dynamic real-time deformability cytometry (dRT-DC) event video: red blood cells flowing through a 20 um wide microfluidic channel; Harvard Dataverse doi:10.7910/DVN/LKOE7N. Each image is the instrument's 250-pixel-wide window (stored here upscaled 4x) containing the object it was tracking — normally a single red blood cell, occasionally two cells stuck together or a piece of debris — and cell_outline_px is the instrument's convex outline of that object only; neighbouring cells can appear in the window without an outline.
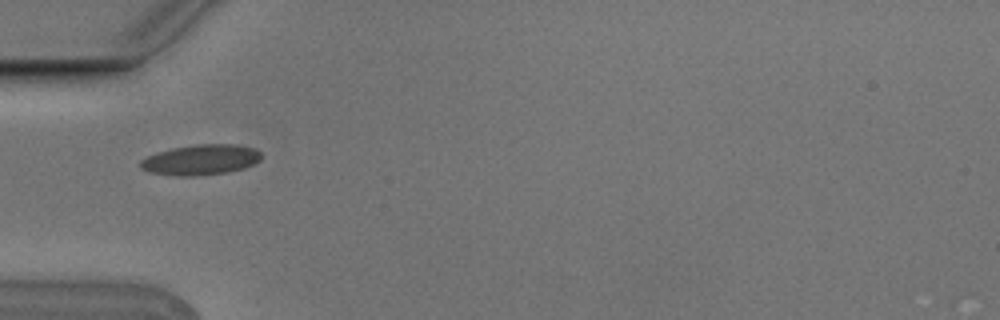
{"species": "Egyptian fruit bat (a non-hibernating species)", "species_latin": "Rousettus aegyptiacus", "temperature_condition": "cold", "stored_images_in_passage": 7, "camera_frame_rate_fps": 3000, "um_per_image_px": 0.085, "animal": {"sex": "male"}, "frame": {"image": 1, "passage_image": 2, "time_ms": 0.333, "image_size_px": [1000, 320], "cell_outline_px": [[260, 160], [244, 168], [228, 172], [192, 176], [184, 176], [152, 172], [140, 168], [140, 160], [156, 152], [172, 148], [196, 144], [236, 144], [256, 148], [260, 152]], "centroid_in_image_um": [17.08, 13.56], "position_along_channel_um": 67.9, "area_um2": 21.27}}
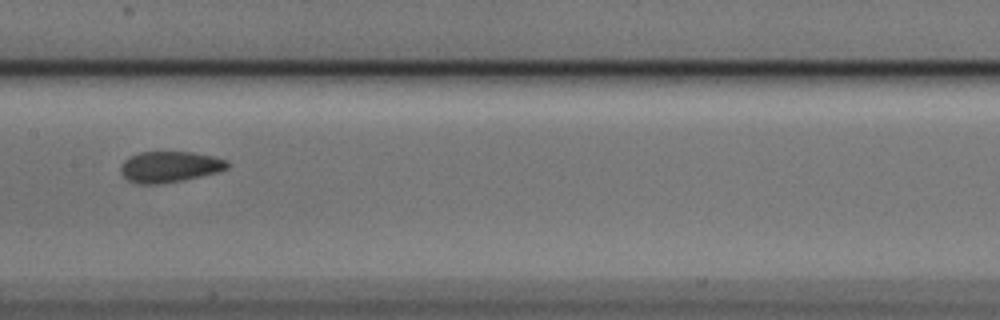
{"frame": {"image": 2, "passage_image": 5, "time_ms": 1.333, "image_size_px": [1000, 320], "cell_outline_px": [[228, 168], [220, 172], [184, 180], [160, 184], [136, 184], [128, 180], [120, 172], [120, 164], [124, 160], [140, 152], [192, 152], [212, 156], [228, 160]], "centroid_in_image_um": [14.43, 14.19], "position_along_channel_um": 193.0, "area_um2": 19.42}}
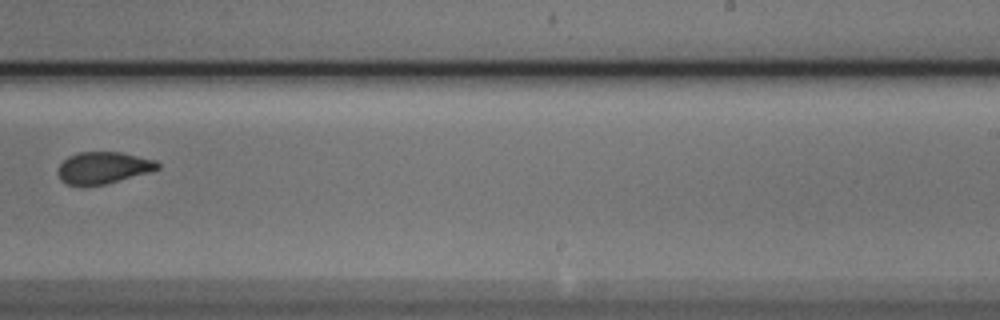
{"frame": {"image": 3, "passage_image": 7, "time_ms": 2.0, "image_size_px": [1000, 320], "cell_outline_px": [[160, 168], [148, 172], [104, 184], [84, 188], [68, 184], [60, 180], [56, 172], [60, 164], [68, 156], [76, 152], [120, 152], [156, 160], [160, 164]], "centroid_in_image_um": [8.71, 14.27], "position_along_channel_um": 280.3, "area_um2": 18.73}}